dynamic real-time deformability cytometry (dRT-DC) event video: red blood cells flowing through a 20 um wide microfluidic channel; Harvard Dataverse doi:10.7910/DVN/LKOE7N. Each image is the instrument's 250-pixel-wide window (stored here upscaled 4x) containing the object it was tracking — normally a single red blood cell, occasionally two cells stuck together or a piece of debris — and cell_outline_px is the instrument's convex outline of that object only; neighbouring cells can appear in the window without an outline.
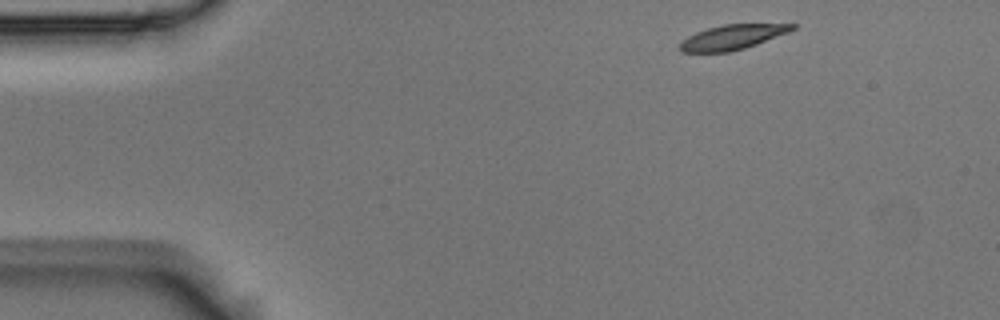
{"species": "Egyptian fruit bat (a non-hibernating species)", "species_latin": "Rousettus aegyptiacus", "temperature_condition": "room temperature", "stored_images_in_passage": 48, "camera_frame_rate_fps": 3000, "um_per_image_px": 0.085, "animal": {"sex": "male"}, "frame": {"image": 1, "passage_image": 1, "time_ms": 0.0, "image_size_px": [1000, 320], "cell_outline_px": [[796, 28], [788, 32], [756, 44], [732, 52], [680, 52], [676, 48], [688, 36], [696, 32], [708, 28], [724, 24], [796, 24]], "centroid_in_image_um": [62.21, 3.16], "position_along_channel_um": 22.8, "area_um2": 16.13}}
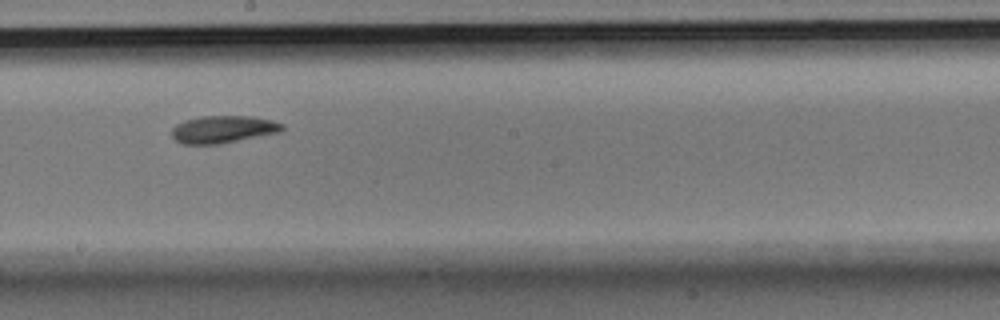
{"frame": {"image": 2, "passage_image": 24, "time_ms": 7.667, "image_size_px": [1000, 320], "cell_outline_px": [[284, 128], [280, 132], [220, 144], [180, 144], [172, 136], [172, 128], [176, 124], [184, 120], [200, 116], [252, 116], [272, 120], [284, 124]], "centroid_in_image_um": [18.96, 10.99], "position_along_channel_um": 229.2, "area_um2": 17.74}}
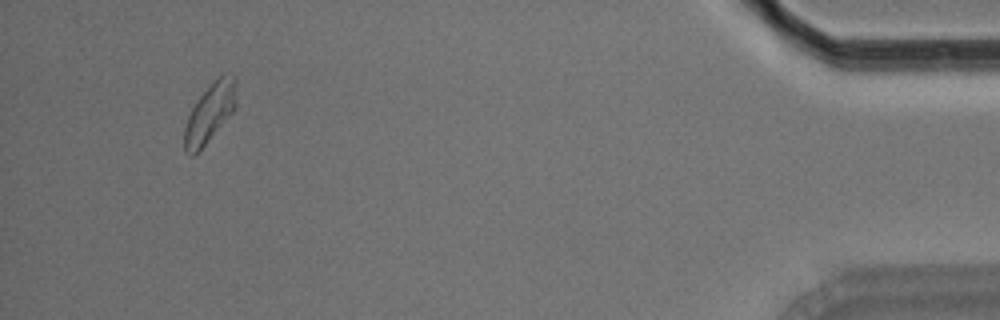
{"frame": {"image": 3, "passage_image": 45, "time_ms": 14.667, "image_size_px": [1000, 320], "cell_outline_px": [[236, 108], [204, 144], [192, 156], [184, 152], [184, 128], [188, 116], [196, 100], [220, 76], [236, 76]], "centroid_in_image_um": [17.82, 9.61], "position_along_channel_um": 417.4, "area_um2": 17.22}, "authors_computed_cell_mechanics": {"area_um2": 17.629, "velocity_mm_per_s": 3.6943, "shape_relaxation_time_tau1_ms": 3.573, "shape_relaxation_time_tau2_ms": 3.5695, "deformation_change_tau1": 0.1198, "deformation_change_tau2": 0.0763}}